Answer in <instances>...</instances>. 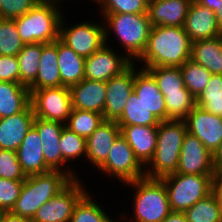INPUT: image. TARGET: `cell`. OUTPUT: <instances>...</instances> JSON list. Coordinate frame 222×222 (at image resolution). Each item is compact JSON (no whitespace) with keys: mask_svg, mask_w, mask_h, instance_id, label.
<instances>
[{"mask_svg":"<svg viewBox=\"0 0 222 222\" xmlns=\"http://www.w3.org/2000/svg\"><path fill=\"white\" fill-rule=\"evenodd\" d=\"M133 187V222H162L171 212L167 189L159 178L143 177L125 184Z\"/></svg>","mask_w":222,"mask_h":222,"instance_id":"8992f818","label":"cell"},{"mask_svg":"<svg viewBox=\"0 0 222 222\" xmlns=\"http://www.w3.org/2000/svg\"><path fill=\"white\" fill-rule=\"evenodd\" d=\"M16 152L26 177L51 171L45 163L41 138L34 126L28 131Z\"/></svg>","mask_w":222,"mask_h":222,"instance_id":"cb8c5ba5","label":"cell"},{"mask_svg":"<svg viewBox=\"0 0 222 222\" xmlns=\"http://www.w3.org/2000/svg\"><path fill=\"white\" fill-rule=\"evenodd\" d=\"M89 193L87 191L76 203L71 222H117L111 219L110 214L107 215L106 210Z\"/></svg>","mask_w":222,"mask_h":222,"instance_id":"1f68e13d","label":"cell"},{"mask_svg":"<svg viewBox=\"0 0 222 222\" xmlns=\"http://www.w3.org/2000/svg\"><path fill=\"white\" fill-rule=\"evenodd\" d=\"M119 126L126 125H159L158 118L148 110L134 91L127 99L121 117L116 121Z\"/></svg>","mask_w":222,"mask_h":222,"instance_id":"f1b7e54d","label":"cell"},{"mask_svg":"<svg viewBox=\"0 0 222 222\" xmlns=\"http://www.w3.org/2000/svg\"><path fill=\"white\" fill-rule=\"evenodd\" d=\"M91 1H92V0H91ZM99 1H100V0H93L92 3L95 2V3L98 4Z\"/></svg>","mask_w":222,"mask_h":222,"instance_id":"f5cc1de1","label":"cell"},{"mask_svg":"<svg viewBox=\"0 0 222 222\" xmlns=\"http://www.w3.org/2000/svg\"><path fill=\"white\" fill-rule=\"evenodd\" d=\"M30 93V104L35 117L66 123L72 110L71 93L68 87L30 90Z\"/></svg>","mask_w":222,"mask_h":222,"instance_id":"30bf717a","label":"cell"},{"mask_svg":"<svg viewBox=\"0 0 222 222\" xmlns=\"http://www.w3.org/2000/svg\"><path fill=\"white\" fill-rule=\"evenodd\" d=\"M24 180L0 178V209L10 212L20 195Z\"/></svg>","mask_w":222,"mask_h":222,"instance_id":"b9f144b4","label":"cell"},{"mask_svg":"<svg viewBox=\"0 0 222 222\" xmlns=\"http://www.w3.org/2000/svg\"><path fill=\"white\" fill-rule=\"evenodd\" d=\"M101 14L147 13L148 0H100L97 4Z\"/></svg>","mask_w":222,"mask_h":222,"instance_id":"ab89813d","label":"cell"},{"mask_svg":"<svg viewBox=\"0 0 222 222\" xmlns=\"http://www.w3.org/2000/svg\"><path fill=\"white\" fill-rule=\"evenodd\" d=\"M213 175L173 173L160 178L167 189L171 211L185 212L212 193Z\"/></svg>","mask_w":222,"mask_h":222,"instance_id":"52a82bcc","label":"cell"},{"mask_svg":"<svg viewBox=\"0 0 222 222\" xmlns=\"http://www.w3.org/2000/svg\"><path fill=\"white\" fill-rule=\"evenodd\" d=\"M98 169L107 177L118 178L122 184L145 177V166L135 156L122 134L116 138L106 161Z\"/></svg>","mask_w":222,"mask_h":222,"instance_id":"9c48e42d","label":"cell"},{"mask_svg":"<svg viewBox=\"0 0 222 222\" xmlns=\"http://www.w3.org/2000/svg\"><path fill=\"white\" fill-rule=\"evenodd\" d=\"M34 120L31 104L23 112L0 118V149L17 151Z\"/></svg>","mask_w":222,"mask_h":222,"instance_id":"ac0fdd59","label":"cell"},{"mask_svg":"<svg viewBox=\"0 0 222 222\" xmlns=\"http://www.w3.org/2000/svg\"><path fill=\"white\" fill-rule=\"evenodd\" d=\"M212 193L218 202L222 217V171H217L213 175Z\"/></svg>","mask_w":222,"mask_h":222,"instance_id":"f6af8a7d","label":"cell"},{"mask_svg":"<svg viewBox=\"0 0 222 222\" xmlns=\"http://www.w3.org/2000/svg\"><path fill=\"white\" fill-rule=\"evenodd\" d=\"M195 1L198 4L212 10L214 13L216 12V2H217V0H195Z\"/></svg>","mask_w":222,"mask_h":222,"instance_id":"f907efd6","label":"cell"},{"mask_svg":"<svg viewBox=\"0 0 222 222\" xmlns=\"http://www.w3.org/2000/svg\"><path fill=\"white\" fill-rule=\"evenodd\" d=\"M163 96L167 120H184L196 106V99L190 92L166 94Z\"/></svg>","mask_w":222,"mask_h":222,"instance_id":"74e56055","label":"cell"},{"mask_svg":"<svg viewBox=\"0 0 222 222\" xmlns=\"http://www.w3.org/2000/svg\"><path fill=\"white\" fill-rule=\"evenodd\" d=\"M215 14L219 32L222 35V0H217Z\"/></svg>","mask_w":222,"mask_h":222,"instance_id":"681fc988","label":"cell"},{"mask_svg":"<svg viewBox=\"0 0 222 222\" xmlns=\"http://www.w3.org/2000/svg\"><path fill=\"white\" fill-rule=\"evenodd\" d=\"M59 149L62 154V158L67 162H71L79 158L86 159V138L76 134L69 130L67 127H63Z\"/></svg>","mask_w":222,"mask_h":222,"instance_id":"f35d334b","label":"cell"},{"mask_svg":"<svg viewBox=\"0 0 222 222\" xmlns=\"http://www.w3.org/2000/svg\"><path fill=\"white\" fill-rule=\"evenodd\" d=\"M58 67L62 86L72 87L85 79V58L57 39Z\"/></svg>","mask_w":222,"mask_h":222,"instance_id":"484cf974","label":"cell"},{"mask_svg":"<svg viewBox=\"0 0 222 222\" xmlns=\"http://www.w3.org/2000/svg\"><path fill=\"white\" fill-rule=\"evenodd\" d=\"M143 69L154 77L163 95L189 92L184 85L180 67L157 66Z\"/></svg>","mask_w":222,"mask_h":222,"instance_id":"4dcf8cb0","label":"cell"},{"mask_svg":"<svg viewBox=\"0 0 222 222\" xmlns=\"http://www.w3.org/2000/svg\"><path fill=\"white\" fill-rule=\"evenodd\" d=\"M58 3L60 1H41L24 15L14 18L24 44L51 43L59 39L63 12Z\"/></svg>","mask_w":222,"mask_h":222,"instance_id":"5b68a950","label":"cell"},{"mask_svg":"<svg viewBox=\"0 0 222 222\" xmlns=\"http://www.w3.org/2000/svg\"><path fill=\"white\" fill-rule=\"evenodd\" d=\"M33 126L40 135L46 165L51 170L63 171L72 179H78L80 176L75 173L76 171L74 169H71L73 167L67 165L68 163L62 158V154L59 149L60 136L65 124L35 117Z\"/></svg>","mask_w":222,"mask_h":222,"instance_id":"4fadbf2b","label":"cell"},{"mask_svg":"<svg viewBox=\"0 0 222 222\" xmlns=\"http://www.w3.org/2000/svg\"><path fill=\"white\" fill-rule=\"evenodd\" d=\"M0 222H32L30 219L15 215L12 212H3Z\"/></svg>","mask_w":222,"mask_h":222,"instance_id":"7dc6e473","label":"cell"},{"mask_svg":"<svg viewBox=\"0 0 222 222\" xmlns=\"http://www.w3.org/2000/svg\"><path fill=\"white\" fill-rule=\"evenodd\" d=\"M184 213L188 222H222L218 202L213 193L196 202Z\"/></svg>","mask_w":222,"mask_h":222,"instance_id":"d590c367","label":"cell"},{"mask_svg":"<svg viewBox=\"0 0 222 222\" xmlns=\"http://www.w3.org/2000/svg\"><path fill=\"white\" fill-rule=\"evenodd\" d=\"M133 153L146 166L153 158L156 150L158 125H126L119 126Z\"/></svg>","mask_w":222,"mask_h":222,"instance_id":"44dd1931","label":"cell"},{"mask_svg":"<svg viewBox=\"0 0 222 222\" xmlns=\"http://www.w3.org/2000/svg\"><path fill=\"white\" fill-rule=\"evenodd\" d=\"M0 81L20 83L17 56H0Z\"/></svg>","mask_w":222,"mask_h":222,"instance_id":"ee69618b","label":"cell"},{"mask_svg":"<svg viewBox=\"0 0 222 222\" xmlns=\"http://www.w3.org/2000/svg\"><path fill=\"white\" fill-rule=\"evenodd\" d=\"M162 222H188L184 212H173L162 221Z\"/></svg>","mask_w":222,"mask_h":222,"instance_id":"c3c4849f","label":"cell"},{"mask_svg":"<svg viewBox=\"0 0 222 222\" xmlns=\"http://www.w3.org/2000/svg\"><path fill=\"white\" fill-rule=\"evenodd\" d=\"M42 0H0V18L14 19L24 15Z\"/></svg>","mask_w":222,"mask_h":222,"instance_id":"7bdbcfd3","label":"cell"},{"mask_svg":"<svg viewBox=\"0 0 222 222\" xmlns=\"http://www.w3.org/2000/svg\"><path fill=\"white\" fill-rule=\"evenodd\" d=\"M118 53V54H117ZM122 54V55H121ZM115 52L109 44H104L91 56L85 58V79L107 82L126 70L133 62L125 53Z\"/></svg>","mask_w":222,"mask_h":222,"instance_id":"7c38bea8","label":"cell"},{"mask_svg":"<svg viewBox=\"0 0 222 222\" xmlns=\"http://www.w3.org/2000/svg\"><path fill=\"white\" fill-rule=\"evenodd\" d=\"M24 45L14 19L0 18V56H17Z\"/></svg>","mask_w":222,"mask_h":222,"instance_id":"8d00e7d4","label":"cell"},{"mask_svg":"<svg viewBox=\"0 0 222 222\" xmlns=\"http://www.w3.org/2000/svg\"><path fill=\"white\" fill-rule=\"evenodd\" d=\"M212 154H213V167L215 172L222 171V142Z\"/></svg>","mask_w":222,"mask_h":222,"instance_id":"bcb514c9","label":"cell"},{"mask_svg":"<svg viewBox=\"0 0 222 222\" xmlns=\"http://www.w3.org/2000/svg\"><path fill=\"white\" fill-rule=\"evenodd\" d=\"M64 16L60 22L59 39L78 55L87 58L105 44L104 22L83 21L68 27Z\"/></svg>","mask_w":222,"mask_h":222,"instance_id":"ba28073f","label":"cell"},{"mask_svg":"<svg viewBox=\"0 0 222 222\" xmlns=\"http://www.w3.org/2000/svg\"><path fill=\"white\" fill-rule=\"evenodd\" d=\"M60 70L58 67L57 40L42 43V53L36 80L28 87L29 90L61 87Z\"/></svg>","mask_w":222,"mask_h":222,"instance_id":"d4e9b609","label":"cell"},{"mask_svg":"<svg viewBox=\"0 0 222 222\" xmlns=\"http://www.w3.org/2000/svg\"><path fill=\"white\" fill-rule=\"evenodd\" d=\"M0 178L9 180H25L26 175L21 169L17 152L0 149Z\"/></svg>","mask_w":222,"mask_h":222,"instance_id":"60d3db41","label":"cell"},{"mask_svg":"<svg viewBox=\"0 0 222 222\" xmlns=\"http://www.w3.org/2000/svg\"><path fill=\"white\" fill-rule=\"evenodd\" d=\"M42 1H61L62 2V0H42Z\"/></svg>","mask_w":222,"mask_h":222,"instance_id":"816d5d0a","label":"cell"},{"mask_svg":"<svg viewBox=\"0 0 222 222\" xmlns=\"http://www.w3.org/2000/svg\"><path fill=\"white\" fill-rule=\"evenodd\" d=\"M2 214H3V211L0 209V219H1Z\"/></svg>","mask_w":222,"mask_h":222,"instance_id":"db71d44e","label":"cell"},{"mask_svg":"<svg viewBox=\"0 0 222 222\" xmlns=\"http://www.w3.org/2000/svg\"><path fill=\"white\" fill-rule=\"evenodd\" d=\"M69 89L72 108L103 115L106 102V82L83 79Z\"/></svg>","mask_w":222,"mask_h":222,"instance_id":"603a6c76","label":"cell"},{"mask_svg":"<svg viewBox=\"0 0 222 222\" xmlns=\"http://www.w3.org/2000/svg\"><path fill=\"white\" fill-rule=\"evenodd\" d=\"M192 0H148L152 26L183 27Z\"/></svg>","mask_w":222,"mask_h":222,"instance_id":"ffe728a7","label":"cell"},{"mask_svg":"<svg viewBox=\"0 0 222 222\" xmlns=\"http://www.w3.org/2000/svg\"><path fill=\"white\" fill-rule=\"evenodd\" d=\"M72 180L67 173L58 170L27 176L10 212L32 220L38 208L57 195Z\"/></svg>","mask_w":222,"mask_h":222,"instance_id":"3957f363","label":"cell"},{"mask_svg":"<svg viewBox=\"0 0 222 222\" xmlns=\"http://www.w3.org/2000/svg\"><path fill=\"white\" fill-rule=\"evenodd\" d=\"M30 96L27 86L0 81V118L23 112L30 105Z\"/></svg>","mask_w":222,"mask_h":222,"instance_id":"83f0119b","label":"cell"},{"mask_svg":"<svg viewBox=\"0 0 222 222\" xmlns=\"http://www.w3.org/2000/svg\"><path fill=\"white\" fill-rule=\"evenodd\" d=\"M187 133L184 120L160 121L156 150L145 166V177L162 178L176 173L183 139Z\"/></svg>","mask_w":222,"mask_h":222,"instance_id":"277c9868","label":"cell"},{"mask_svg":"<svg viewBox=\"0 0 222 222\" xmlns=\"http://www.w3.org/2000/svg\"><path fill=\"white\" fill-rule=\"evenodd\" d=\"M176 173L196 175L215 173L213 154L189 132L183 139Z\"/></svg>","mask_w":222,"mask_h":222,"instance_id":"9a60e30c","label":"cell"},{"mask_svg":"<svg viewBox=\"0 0 222 222\" xmlns=\"http://www.w3.org/2000/svg\"><path fill=\"white\" fill-rule=\"evenodd\" d=\"M135 62L117 76L106 82V102L103 111L105 120L117 121L134 88Z\"/></svg>","mask_w":222,"mask_h":222,"instance_id":"5bb4252c","label":"cell"},{"mask_svg":"<svg viewBox=\"0 0 222 222\" xmlns=\"http://www.w3.org/2000/svg\"><path fill=\"white\" fill-rule=\"evenodd\" d=\"M191 60L211 74H222V35L192 42Z\"/></svg>","mask_w":222,"mask_h":222,"instance_id":"4316f807","label":"cell"},{"mask_svg":"<svg viewBox=\"0 0 222 222\" xmlns=\"http://www.w3.org/2000/svg\"><path fill=\"white\" fill-rule=\"evenodd\" d=\"M196 106L221 116L222 114V74H212L203 92L196 98Z\"/></svg>","mask_w":222,"mask_h":222,"instance_id":"e575fe53","label":"cell"},{"mask_svg":"<svg viewBox=\"0 0 222 222\" xmlns=\"http://www.w3.org/2000/svg\"><path fill=\"white\" fill-rule=\"evenodd\" d=\"M183 28L192 42L221 36L216 14L195 0L189 6Z\"/></svg>","mask_w":222,"mask_h":222,"instance_id":"d6986e66","label":"cell"},{"mask_svg":"<svg viewBox=\"0 0 222 222\" xmlns=\"http://www.w3.org/2000/svg\"><path fill=\"white\" fill-rule=\"evenodd\" d=\"M187 132L196 136L213 153L222 142V118L195 106L184 119Z\"/></svg>","mask_w":222,"mask_h":222,"instance_id":"2e32d148","label":"cell"},{"mask_svg":"<svg viewBox=\"0 0 222 222\" xmlns=\"http://www.w3.org/2000/svg\"><path fill=\"white\" fill-rule=\"evenodd\" d=\"M105 27V44L110 33H114L125 55L136 63L144 52L152 28L147 13L140 14H101ZM107 25V26H106ZM110 32V33H109Z\"/></svg>","mask_w":222,"mask_h":222,"instance_id":"7a4b0ae2","label":"cell"},{"mask_svg":"<svg viewBox=\"0 0 222 222\" xmlns=\"http://www.w3.org/2000/svg\"><path fill=\"white\" fill-rule=\"evenodd\" d=\"M121 134L116 121L104 120L86 139V159L95 168H99L107 159L109 151Z\"/></svg>","mask_w":222,"mask_h":222,"instance_id":"e0dca14e","label":"cell"},{"mask_svg":"<svg viewBox=\"0 0 222 222\" xmlns=\"http://www.w3.org/2000/svg\"><path fill=\"white\" fill-rule=\"evenodd\" d=\"M42 53V43L25 44L23 49L17 54L20 68V83L29 87L37 77L40 57Z\"/></svg>","mask_w":222,"mask_h":222,"instance_id":"f546056e","label":"cell"},{"mask_svg":"<svg viewBox=\"0 0 222 222\" xmlns=\"http://www.w3.org/2000/svg\"><path fill=\"white\" fill-rule=\"evenodd\" d=\"M191 49L183 27L152 26L146 48L136 61L142 62V68L181 67L191 59Z\"/></svg>","mask_w":222,"mask_h":222,"instance_id":"6da1fadb","label":"cell"},{"mask_svg":"<svg viewBox=\"0 0 222 222\" xmlns=\"http://www.w3.org/2000/svg\"><path fill=\"white\" fill-rule=\"evenodd\" d=\"M81 179H73L63 190L42 204L32 222H71L74 207L87 192Z\"/></svg>","mask_w":222,"mask_h":222,"instance_id":"8fae6325","label":"cell"},{"mask_svg":"<svg viewBox=\"0 0 222 222\" xmlns=\"http://www.w3.org/2000/svg\"><path fill=\"white\" fill-rule=\"evenodd\" d=\"M136 67L137 64L133 91L159 121H167L165 99L156 80L146 69L140 67L136 70Z\"/></svg>","mask_w":222,"mask_h":222,"instance_id":"7402d4cb","label":"cell"},{"mask_svg":"<svg viewBox=\"0 0 222 222\" xmlns=\"http://www.w3.org/2000/svg\"><path fill=\"white\" fill-rule=\"evenodd\" d=\"M180 69L185 87L196 99L207 86L212 74L191 59L187 60Z\"/></svg>","mask_w":222,"mask_h":222,"instance_id":"836d02e7","label":"cell"},{"mask_svg":"<svg viewBox=\"0 0 222 222\" xmlns=\"http://www.w3.org/2000/svg\"><path fill=\"white\" fill-rule=\"evenodd\" d=\"M104 120L100 113L72 108L65 127L87 139Z\"/></svg>","mask_w":222,"mask_h":222,"instance_id":"d6a6232c","label":"cell"}]
</instances>
